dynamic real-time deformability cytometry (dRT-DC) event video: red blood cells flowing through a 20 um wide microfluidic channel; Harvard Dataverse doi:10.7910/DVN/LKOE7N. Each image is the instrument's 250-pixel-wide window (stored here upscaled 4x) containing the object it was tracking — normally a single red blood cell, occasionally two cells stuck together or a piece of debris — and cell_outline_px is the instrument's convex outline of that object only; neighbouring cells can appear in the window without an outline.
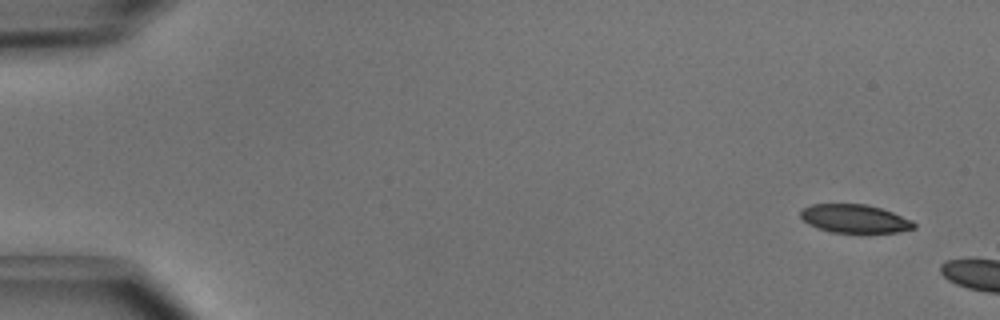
{"species": "common noctule bat (a hibernating species)", "species_latin": "Nyctalus noctula", "temperature_condition": "cold", "stored_images_in_passage": 2, "camera_frame_rate_fps": 3000, "um_per_image_px": 0.085, "animal": {"sex": "male", "body_mass_g": 15.6}, "frame": {"image": 1, "passage_image": 1, "time_ms": 0.0, "image_size_px": [1000, 320], "cell_outline_px": [[916, 228], [900, 232], [832, 232], [808, 224], [800, 216], [800, 212], [804, 208], [812, 204], [864, 204], [880, 208], [892, 212], [912, 220], [916, 224]], "centroid_in_image_um": [72.67, 18.58], "position_along_channel_um": 12.3, "area_um2": 18.55}}